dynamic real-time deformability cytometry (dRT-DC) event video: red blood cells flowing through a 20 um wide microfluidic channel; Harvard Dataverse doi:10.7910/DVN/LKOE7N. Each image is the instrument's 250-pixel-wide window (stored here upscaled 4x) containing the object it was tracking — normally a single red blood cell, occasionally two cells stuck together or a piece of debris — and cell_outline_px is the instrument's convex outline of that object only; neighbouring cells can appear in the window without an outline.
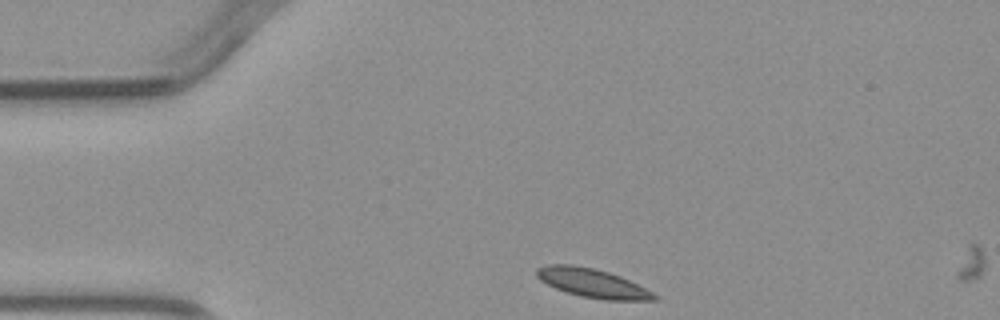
{"species": "common noctule bat (a hibernating species)", "species_latin": "Nyctalus noctula", "temperature_condition": "warm", "stored_images_in_passage": 5, "segment_of_instrument_passage": [2, 2], "camera_frame_rate_fps": 3000, "um_per_image_px": 0.085, "animal": {"sex": "male", "body_mass_g": 23.1, "forearm_length_mm": 52.7}, "frame": {"image": 1, "passage_image": 5, "time_ms": 4.667, "image_size_px": [1000, 320], "cell_outline_px": [[660, 300], [604, 300], [580, 296], [556, 288], [540, 280], [536, 276], [536, 268], [548, 264], [572, 264], [592, 268], [608, 272], [620, 276], [660, 296]], "centroid_in_image_um": [50.36, 24.06], "position_along_channel_um": 34.6, "area_um2": 19.65}}